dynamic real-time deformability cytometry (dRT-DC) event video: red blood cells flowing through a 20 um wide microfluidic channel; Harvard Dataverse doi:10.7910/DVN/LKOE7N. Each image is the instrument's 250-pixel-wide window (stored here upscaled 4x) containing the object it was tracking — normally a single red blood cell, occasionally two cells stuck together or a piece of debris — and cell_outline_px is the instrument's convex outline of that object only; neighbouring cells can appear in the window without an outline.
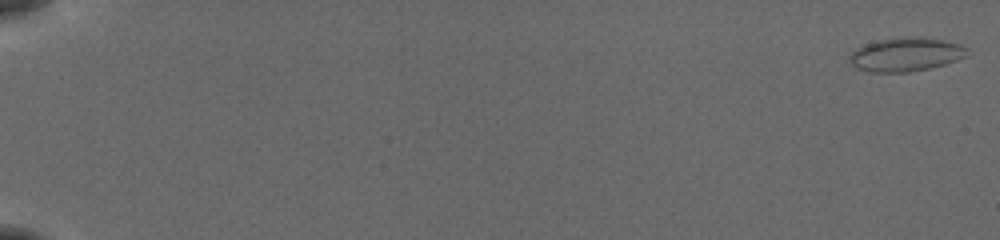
{"species": "common noctule bat (a hibernating species)", "species_latin": "Nyctalus noctula", "temperature_condition": "cold", "stored_images_in_passage": 49, "camera_frame_rate_fps": 3000, "um_per_image_px": 0.085, "animal": {"sex": "female", "body_mass_g": 19.5, "forearm_length_mm": 54.1}, "frame": {"image": 1, "passage_image": 1, "time_ms": 0.0, "image_size_px": [1000, 240], "cell_outline_px": [[968, 56], [944, 64], [928, 68], [908, 72], [872, 72], [856, 68], [848, 60], [848, 56], [856, 48], [864, 44], [880, 40], [904, 36], [944, 40], [968, 48]], "centroid_in_image_um": [76.96, 4.63], "position_along_channel_um": 8.0, "area_um2": 22.95}}
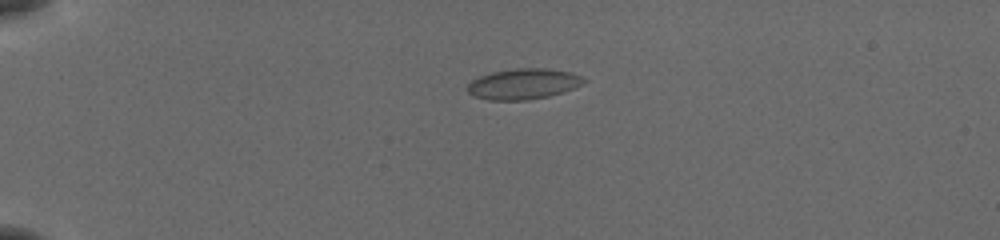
{"frame": {"image": 2, "passage_image": 15, "time_ms": 4.667, "image_size_px": [1000, 240], "cell_outline_px": [[588, 80], [584, 84], [564, 92], [548, 96], [528, 100], [488, 100], [472, 96], [468, 92], [468, 84], [472, 80], [480, 76], [492, 72], [516, 68], [544, 68], [572, 72]], "centroid_in_image_um": [44.51, 7.14], "position_along_channel_um": 40.5, "area_um2": 20.92}}
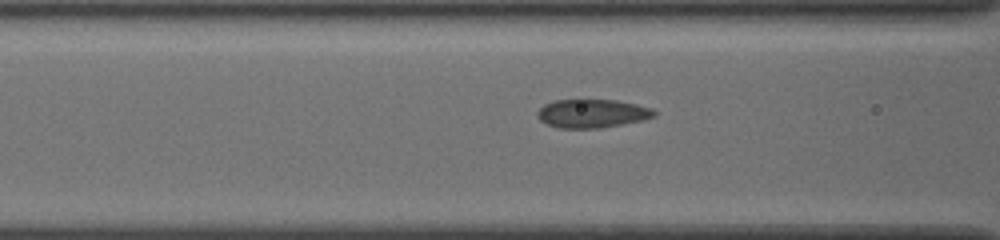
{"frame": {"image": 3, "passage_image": 25, "time_ms": 8.0, "image_size_px": [1000, 240], "cell_outline_px": [[656, 116], [640, 120], [600, 128], [560, 128], [548, 124], [540, 120], [536, 116], [536, 112], [544, 104], [552, 100], [616, 100], [636, 104], [652, 108], [656, 112]], "centroid_in_image_um": [50.3, 9.64], "position_along_channel_um": 116.3, "area_um2": 19.31}}